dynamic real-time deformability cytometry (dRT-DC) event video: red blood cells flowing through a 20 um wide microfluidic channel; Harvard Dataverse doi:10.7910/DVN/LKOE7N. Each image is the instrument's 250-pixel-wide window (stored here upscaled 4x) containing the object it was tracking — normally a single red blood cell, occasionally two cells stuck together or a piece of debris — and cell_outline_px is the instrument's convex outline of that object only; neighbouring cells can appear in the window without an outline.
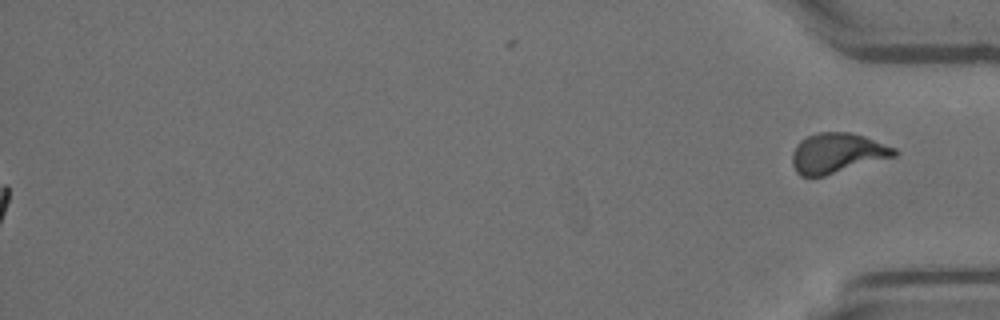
{"species": "Egyptian fruit bat (a non-hibernating species)", "species_latin": "Rousettus aegyptiacus", "temperature_condition": "room temperature", "stored_images_in_passage": 52, "segment_of_instrument_passage": [2, 2], "camera_frame_rate_fps": 3000, "um_per_image_px": 0.085, "animal": {"sex": "female"}, "frame": {"image": 1, "passage_image": 52, "time_ms": 17.0, "image_size_px": [1000, 320], "cell_outline_px": [[900, 152], [896, 156], [824, 176], [800, 176], [796, 172], [792, 164], [792, 152], [796, 144], [800, 140], [808, 136], [820, 132], [848, 132], [864, 136], [896, 148]], "centroid_in_image_um": [71.16, 13.01], "position_along_channel_um": 364.0, "area_um2": 23.87}}